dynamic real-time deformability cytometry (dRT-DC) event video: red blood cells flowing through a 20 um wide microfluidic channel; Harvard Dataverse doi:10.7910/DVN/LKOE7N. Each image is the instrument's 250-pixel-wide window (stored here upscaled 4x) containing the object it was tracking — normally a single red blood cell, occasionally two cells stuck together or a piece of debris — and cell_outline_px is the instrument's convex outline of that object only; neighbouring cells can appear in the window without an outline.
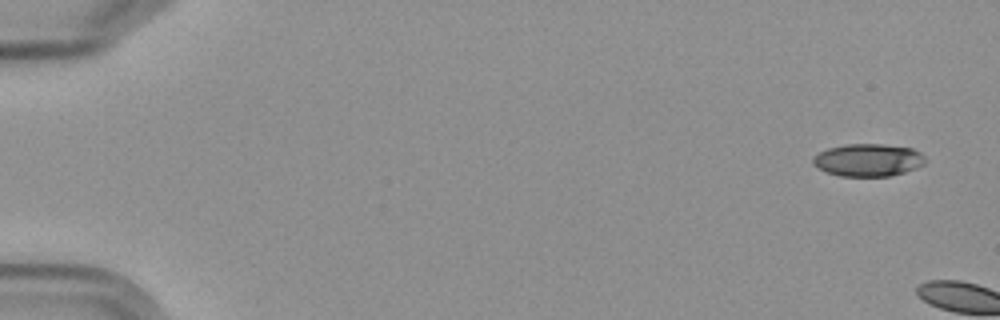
{"species": "Egyptian fruit bat (a non-hibernating species)", "species_latin": "Rousettus aegyptiacus", "temperature_condition": "cold", "stored_images_in_passage": 12, "camera_frame_rate_fps": 3000, "um_per_image_px": 0.085, "frame": {"image": 1, "passage_image": 1, "time_ms": 0.0, "image_size_px": [1000, 320], "cell_outline_px": [[928, 160], [924, 164], [916, 168], [892, 176], [840, 176], [824, 172], [812, 164], [812, 160], [820, 152], [828, 148], [844, 144], [884, 144], [912, 148], [920, 152]], "centroid_in_image_um": [73.8, 13.6], "position_along_channel_um": 11.2, "area_um2": 21.5}}
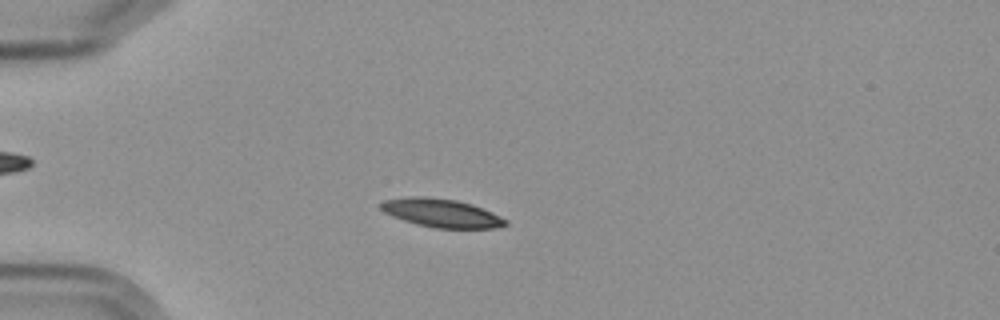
{"frame": {"image": 2, "passage_image": 6, "time_ms": 6.333, "image_size_px": [1000, 320], "cell_outline_px": [[508, 224], [496, 228], [436, 228], [416, 224], [392, 216], [384, 212], [380, 208], [380, 204], [384, 200], [408, 196], [424, 196], [456, 200], [472, 204], [492, 212], [508, 220]], "centroid_in_image_um": [37.52, 18.1], "position_along_channel_um": 47.5, "area_um2": 20.69}}